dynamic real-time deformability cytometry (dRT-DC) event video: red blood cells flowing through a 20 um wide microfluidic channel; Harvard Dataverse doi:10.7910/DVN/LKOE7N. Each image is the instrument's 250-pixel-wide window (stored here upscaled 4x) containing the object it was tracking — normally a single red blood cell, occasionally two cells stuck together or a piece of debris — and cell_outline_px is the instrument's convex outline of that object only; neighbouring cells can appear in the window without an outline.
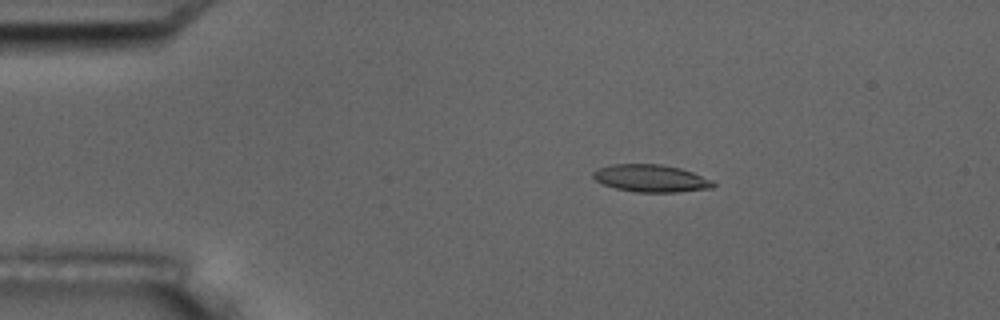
{"species": "common noctule bat (a hibernating species)", "species_latin": "Nyctalus noctula", "temperature_condition": "room temperature", "stored_images_in_passage": 8, "camera_frame_rate_fps": 3000, "um_per_image_px": 0.085, "animal": {"sex": "male", "body_mass_g": 17.5, "forearm_length_mm": 52.3}, "frame": {"image": 1, "passage_image": 4, "time_ms": 3.333, "image_size_px": [1000, 320], "cell_outline_px": [[716, 184], [712, 188], [676, 192], [636, 192], [616, 188], [604, 184], [596, 180], [592, 176], [592, 172], [596, 168], [612, 164], [660, 164], [680, 168], [692, 172], [712, 180]], "centroid_in_image_um": [55.31, 15.15], "position_along_channel_um": 29.7, "area_um2": 19.13}}